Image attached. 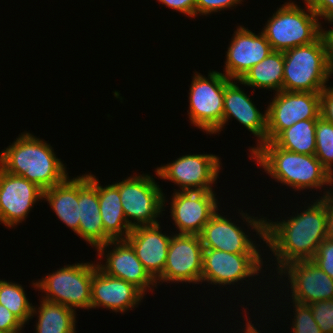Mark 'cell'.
I'll return each mask as SVG.
<instances>
[{"mask_svg":"<svg viewBox=\"0 0 333 333\" xmlns=\"http://www.w3.org/2000/svg\"><path fill=\"white\" fill-rule=\"evenodd\" d=\"M99 182L98 198L104 231L112 240L126 239L132 228L124 215L119 189L114 183L103 188Z\"/></svg>","mask_w":333,"mask_h":333,"instance_id":"obj_24","label":"cell"},{"mask_svg":"<svg viewBox=\"0 0 333 333\" xmlns=\"http://www.w3.org/2000/svg\"><path fill=\"white\" fill-rule=\"evenodd\" d=\"M234 81V82H233ZM236 80H230L225 85L223 121L221 129L228 122L229 118H235L244 127L251 132L257 140V147H251L250 154L266 142L267 135V117L265 113H261L250 100L249 96L239 88Z\"/></svg>","mask_w":333,"mask_h":333,"instance_id":"obj_20","label":"cell"},{"mask_svg":"<svg viewBox=\"0 0 333 333\" xmlns=\"http://www.w3.org/2000/svg\"><path fill=\"white\" fill-rule=\"evenodd\" d=\"M230 81L223 73L209 71L208 78L196 72L189 88V120L208 134L221 132L225 85Z\"/></svg>","mask_w":333,"mask_h":333,"instance_id":"obj_7","label":"cell"},{"mask_svg":"<svg viewBox=\"0 0 333 333\" xmlns=\"http://www.w3.org/2000/svg\"><path fill=\"white\" fill-rule=\"evenodd\" d=\"M203 250L199 235L179 233L172 235L165 268L156 279V283L199 284L203 269Z\"/></svg>","mask_w":333,"mask_h":333,"instance_id":"obj_11","label":"cell"},{"mask_svg":"<svg viewBox=\"0 0 333 333\" xmlns=\"http://www.w3.org/2000/svg\"><path fill=\"white\" fill-rule=\"evenodd\" d=\"M158 2L172 8L180 13L186 14L191 18L196 16L195 0H157Z\"/></svg>","mask_w":333,"mask_h":333,"instance_id":"obj_37","label":"cell"},{"mask_svg":"<svg viewBox=\"0 0 333 333\" xmlns=\"http://www.w3.org/2000/svg\"><path fill=\"white\" fill-rule=\"evenodd\" d=\"M159 223L132 228L126 240L144 268L156 280L165 268L170 236L161 232Z\"/></svg>","mask_w":333,"mask_h":333,"instance_id":"obj_21","label":"cell"},{"mask_svg":"<svg viewBox=\"0 0 333 333\" xmlns=\"http://www.w3.org/2000/svg\"><path fill=\"white\" fill-rule=\"evenodd\" d=\"M115 245L111 251L106 254L104 251L109 246ZM97 253L101 257L106 256L104 265L98 263V267L107 275L120 278L133 284L144 294L147 289L151 291L156 280L144 268L141 261L137 258L136 252L126 239L112 240L97 248Z\"/></svg>","mask_w":333,"mask_h":333,"instance_id":"obj_15","label":"cell"},{"mask_svg":"<svg viewBox=\"0 0 333 333\" xmlns=\"http://www.w3.org/2000/svg\"><path fill=\"white\" fill-rule=\"evenodd\" d=\"M266 108V142L293 124L320 117V93L280 91Z\"/></svg>","mask_w":333,"mask_h":333,"instance_id":"obj_9","label":"cell"},{"mask_svg":"<svg viewBox=\"0 0 333 333\" xmlns=\"http://www.w3.org/2000/svg\"><path fill=\"white\" fill-rule=\"evenodd\" d=\"M324 194L303 212L297 211V215L280 222L267 221L264 217L258 219L241 211L247 225L273 252L277 271L292 262L312 260L318 246L326 239L327 196L333 194V187Z\"/></svg>","mask_w":333,"mask_h":333,"instance_id":"obj_1","label":"cell"},{"mask_svg":"<svg viewBox=\"0 0 333 333\" xmlns=\"http://www.w3.org/2000/svg\"><path fill=\"white\" fill-rule=\"evenodd\" d=\"M277 273L288 276L291 297L297 303L309 305L333 299V279L312 260L292 262Z\"/></svg>","mask_w":333,"mask_h":333,"instance_id":"obj_16","label":"cell"},{"mask_svg":"<svg viewBox=\"0 0 333 333\" xmlns=\"http://www.w3.org/2000/svg\"><path fill=\"white\" fill-rule=\"evenodd\" d=\"M271 178L294 190L333 187V176L315 155L295 153L276 146L272 141L263 143L250 156Z\"/></svg>","mask_w":333,"mask_h":333,"instance_id":"obj_3","label":"cell"},{"mask_svg":"<svg viewBox=\"0 0 333 333\" xmlns=\"http://www.w3.org/2000/svg\"><path fill=\"white\" fill-rule=\"evenodd\" d=\"M95 263L66 265L33 282L34 288L44 291L42 299L58 303L75 311L77 308L91 309V284Z\"/></svg>","mask_w":333,"mask_h":333,"instance_id":"obj_6","label":"cell"},{"mask_svg":"<svg viewBox=\"0 0 333 333\" xmlns=\"http://www.w3.org/2000/svg\"><path fill=\"white\" fill-rule=\"evenodd\" d=\"M315 137V157L333 176V124L320 116L316 122Z\"/></svg>","mask_w":333,"mask_h":333,"instance_id":"obj_29","label":"cell"},{"mask_svg":"<svg viewBox=\"0 0 333 333\" xmlns=\"http://www.w3.org/2000/svg\"><path fill=\"white\" fill-rule=\"evenodd\" d=\"M36 313V333H76V312L67 306L42 299L40 307L33 306L31 318Z\"/></svg>","mask_w":333,"mask_h":333,"instance_id":"obj_26","label":"cell"},{"mask_svg":"<svg viewBox=\"0 0 333 333\" xmlns=\"http://www.w3.org/2000/svg\"><path fill=\"white\" fill-rule=\"evenodd\" d=\"M234 33L226 51L223 74L230 80L238 81L273 50L262 32L256 35L241 25Z\"/></svg>","mask_w":333,"mask_h":333,"instance_id":"obj_17","label":"cell"},{"mask_svg":"<svg viewBox=\"0 0 333 333\" xmlns=\"http://www.w3.org/2000/svg\"><path fill=\"white\" fill-rule=\"evenodd\" d=\"M261 254H236L215 249L203 250L201 282L231 285L258 275L263 266Z\"/></svg>","mask_w":333,"mask_h":333,"instance_id":"obj_12","label":"cell"},{"mask_svg":"<svg viewBox=\"0 0 333 333\" xmlns=\"http://www.w3.org/2000/svg\"><path fill=\"white\" fill-rule=\"evenodd\" d=\"M317 119L301 120L290 128L281 131L272 142L295 153L315 155Z\"/></svg>","mask_w":333,"mask_h":333,"instance_id":"obj_27","label":"cell"},{"mask_svg":"<svg viewBox=\"0 0 333 333\" xmlns=\"http://www.w3.org/2000/svg\"><path fill=\"white\" fill-rule=\"evenodd\" d=\"M312 261L333 279V241L326 238L318 246Z\"/></svg>","mask_w":333,"mask_h":333,"instance_id":"obj_32","label":"cell"},{"mask_svg":"<svg viewBox=\"0 0 333 333\" xmlns=\"http://www.w3.org/2000/svg\"><path fill=\"white\" fill-rule=\"evenodd\" d=\"M283 52L271 51L261 62L254 65L238 83L255 89H271L276 93L283 87Z\"/></svg>","mask_w":333,"mask_h":333,"instance_id":"obj_25","label":"cell"},{"mask_svg":"<svg viewBox=\"0 0 333 333\" xmlns=\"http://www.w3.org/2000/svg\"><path fill=\"white\" fill-rule=\"evenodd\" d=\"M282 91L321 93L333 74L327 44L321 34L314 42L283 52Z\"/></svg>","mask_w":333,"mask_h":333,"instance_id":"obj_4","label":"cell"},{"mask_svg":"<svg viewBox=\"0 0 333 333\" xmlns=\"http://www.w3.org/2000/svg\"><path fill=\"white\" fill-rule=\"evenodd\" d=\"M144 295L133 284L107 275L98 266L93 272L91 308L104 307L114 312L124 313L139 305Z\"/></svg>","mask_w":333,"mask_h":333,"instance_id":"obj_18","label":"cell"},{"mask_svg":"<svg viewBox=\"0 0 333 333\" xmlns=\"http://www.w3.org/2000/svg\"><path fill=\"white\" fill-rule=\"evenodd\" d=\"M220 158L213 154L184 155L175 161L157 167L156 175L170 180L181 191H213L220 172Z\"/></svg>","mask_w":333,"mask_h":333,"instance_id":"obj_10","label":"cell"},{"mask_svg":"<svg viewBox=\"0 0 333 333\" xmlns=\"http://www.w3.org/2000/svg\"><path fill=\"white\" fill-rule=\"evenodd\" d=\"M243 0H195L196 15H210L223 9L236 7Z\"/></svg>","mask_w":333,"mask_h":333,"instance_id":"obj_33","label":"cell"},{"mask_svg":"<svg viewBox=\"0 0 333 333\" xmlns=\"http://www.w3.org/2000/svg\"><path fill=\"white\" fill-rule=\"evenodd\" d=\"M0 304L17 316L25 325L31 319L32 303L30 304L24 288L18 283L0 280Z\"/></svg>","mask_w":333,"mask_h":333,"instance_id":"obj_28","label":"cell"},{"mask_svg":"<svg viewBox=\"0 0 333 333\" xmlns=\"http://www.w3.org/2000/svg\"><path fill=\"white\" fill-rule=\"evenodd\" d=\"M79 236L97 249L112 239L105 233L98 198V179L93 174L78 176Z\"/></svg>","mask_w":333,"mask_h":333,"instance_id":"obj_19","label":"cell"},{"mask_svg":"<svg viewBox=\"0 0 333 333\" xmlns=\"http://www.w3.org/2000/svg\"><path fill=\"white\" fill-rule=\"evenodd\" d=\"M214 191H180L173 193L171 217L179 234L199 235L219 210Z\"/></svg>","mask_w":333,"mask_h":333,"instance_id":"obj_14","label":"cell"},{"mask_svg":"<svg viewBox=\"0 0 333 333\" xmlns=\"http://www.w3.org/2000/svg\"><path fill=\"white\" fill-rule=\"evenodd\" d=\"M114 184L119 189L124 215L131 228L159 223L156 218L165 211V194L152 176L133 175Z\"/></svg>","mask_w":333,"mask_h":333,"instance_id":"obj_8","label":"cell"},{"mask_svg":"<svg viewBox=\"0 0 333 333\" xmlns=\"http://www.w3.org/2000/svg\"><path fill=\"white\" fill-rule=\"evenodd\" d=\"M293 302L295 308L291 326L293 333H322L313 317L311 307L307 304Z\"/></svg>","mask_w":333,"mask_h":333,"instance_id":"obj_30","label":"cell"},{"mask_svg":"<svg viewBox=\"0 0 333 333\" xmlns=\"http://www.w3.org/2000/svg\"><path fill=\"white\" fill-rule=\"evenodd\" d=\"M54 153L50 144L23 132L0 153V167L46 190L69 177L66 167Z\"/></svg>","mask_w":333,"mask_h":333,"instance_id":"obj_2","label":"cell"},{"mask_svg":"<svg viewBox=\"0 0 333 333\" xmlns=\"http://www.w3.org/2000/svg\"><path fill=\"white\" fill-rule=\"evenodd\" d=\"M43 198L57 217L79 235L78 177H68L62 183L44 190Z\"/></svg>","mask_w":333,"mask_h":333,"instance_id":"obj_23","label":"cell"},{"mask_svg":"<svg viewBox=\"0 0 333 333\" xmlns=\"http://www.w3.org/2000/svg\"><path fill=\"white\" fill-rule=\"evenodd\" d=\"M320 116L333 124V87H325L320 93Z\"/></svg>","mask_w":333,"mask_h":333,"instance_id":"obj_36","label":"cell"},{"mask_svg":"<svg viewBox=\"0 0 333 333\" xmlns=\"http://www.w3.org/2000/svg\"><path fill=\"white\" fill-rule=\"evenodd\" d=\"M43 191L37 184L0 167V222L9 228L22 223L35 203L44 199Z\"/></svg>","mask_w":333,"mask_h":333,"instance_id":"obj_13","label":"cell"},{"mask_svg":"<svg viewBox=\"0 0 333 333\" xmlns=\"http://www.w3.org/2000/svg\"><path fill=\"white\" fill-rule=\"evenodd\" d=\"M304 3L317 14L318 18L323 17L325 21L333 24V0H304Z\"/></svg>","mask_w":333,"mask_h":333,"instance_id":"obj_35","label":"cell"},{"mask_svg":"<svg viewBox=\"0 0 333 333\" xmlns=\"http://www.w3.org/2000/svg\"><path fill=\"white\" fill-rule=\"evenodd\" d=\"M25 324L5 306L0 304V332L21 333Z\"/></svg>","mask_w":333,"mask_h":333,"instance_id":"obj_34","label":"cell"},{"mask_svg":"<svg viewBox=\"0 0 333 333\" xmlns=\"http://www.w3.org/2000/svg\"><path fill=\"white\" fill-rule=\"evenodd\" d=\"M293 2L277 8L269 18L262 33L272 50L284 52L297 46L314 42L322 34V25L317 14L306 5L305 9Z\"/></svg>","mask_w":333,"mask_h":333,"instance_id":"obj_5","label":"cell"},{"mask_svg":"<svg viewBox=\"0 0 333 333\" xmlns=\"http://www.w3.org/2000/svg\"><path fill=\"white\" fill-rule=\"evenodd\" d=\"M322 333H333V299L309 304Z\"/></svg>","mask_w":333,"mask_h":333,"instance_id":"obj_31","label":"cell"},{"mask_svg":"<svg viewBox=\"0 0 333 333\" xmlns=\"http://www.w3.org/2000/svg\"><path fill=\"white\" fill-rule=\"evenodd\" d=\"M204 249L236 254H260L254 241L231 219L216 212L199 234Z\"/></svg>","mask_w":333,"mask_h":333,"instance_id":"obj_22","label":"cell"},{"mask_svg":"<svg viewBox=\"0 0 333 333\" xmlns=\"http://www.w3.org/2000/svg\"><path fill=\"white\" fill-rule=\"evenodd\" d=\"M245 319H247L246 320V325H245V328H244V333H260V331H258L257 330V328L256 327H254V325L250 322V321H248V318H245Z\"/></svg>","mask_w":333,"mask_h":333,"instance_id":"obj_39","label":"cell"},{"mask_svg":"<svg viewBox=\"0 0 333 333\" xmlns=\"http://www.w3.org/2000/svg\"><path fill=\"white\" fill-rule=\"evenodd\" d=\"M326 238L333 241V194L327 196Z\"/></svg>","mask_w":333,"mask_h":333,"instance_id":"obj_38","label":"cell"}]
</instances>
